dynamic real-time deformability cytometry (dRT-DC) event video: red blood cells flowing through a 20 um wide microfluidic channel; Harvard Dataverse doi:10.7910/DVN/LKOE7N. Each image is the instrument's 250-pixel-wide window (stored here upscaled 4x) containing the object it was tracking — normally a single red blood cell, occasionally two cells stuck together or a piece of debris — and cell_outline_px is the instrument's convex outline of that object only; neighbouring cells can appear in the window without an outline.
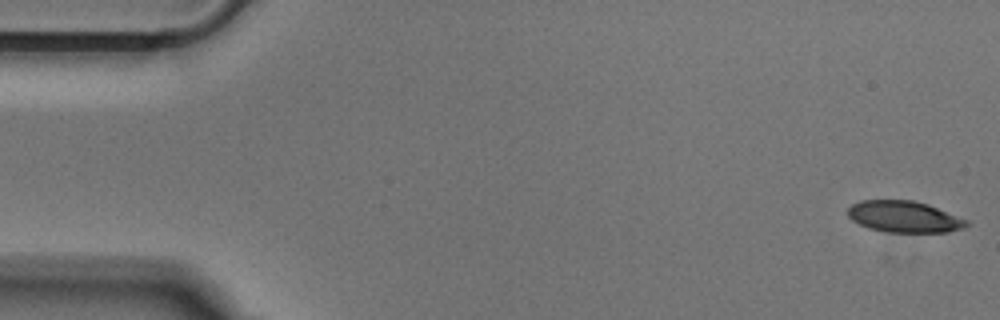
{"species": "Egyptian fruit bat (a non-hibernating species)", "species_latin": "Rousettus aegyptiacus", "temperature_condition": "cold", "stored_images_in_passage": 47, "camera_frame_rate_fps": 3000, "um_per_image_px": 0.085, "animal": {"sex": "male"}, "frame": {"image": 1, "passage_image": 1, "time_ms": 0.0, "image_size_px": [1000, 320], "cell_outline_px": [[968, 224], [964, 228], [948, 232], [888, 232], [868, 228], [852, 220], [848, 216], [848, 208], [852, 204], [860, 200], [912, 200], [928, 204], [968, 220]], "centroid_in_image_um": [76.85, 18.42], "position_along_channel_um": 8.1, "area_um2": 21.73}}
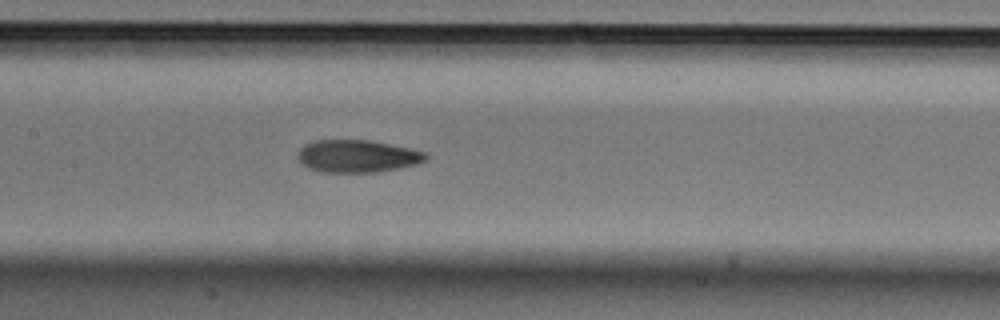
{"frame": {"image": 2, "passage_image": 24, "time_ms": 7.667, "image_size_px": [1000, 320], "cell_outline_px": [[428, 160], [416, 164], [400, 168], [376, 172], [320, 172], [308, 168], [296, 156], [296, 152], [304, 144], [316, 140], [368, 140], [412, 148], [428, 152]], "centroid_in_image_um": [30.4, 13.27], "position_along_channel_um": 177.0, "area_um2": 24.51}}
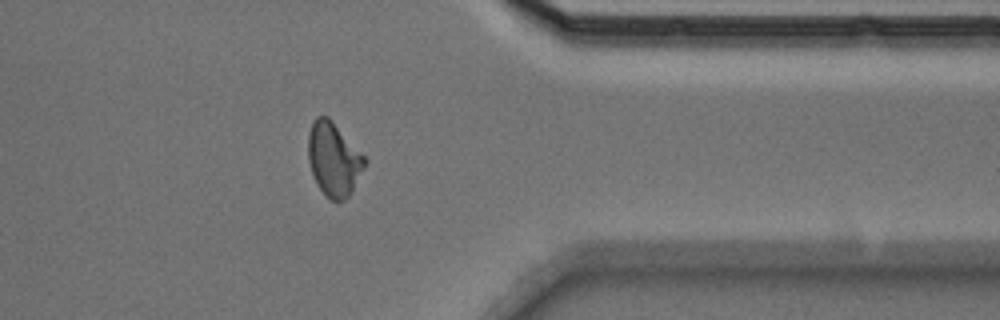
{"frame": {"image": 3, "passage_image": 41, "time_ms": 13.333, "image_size_px": [1000, 320], "cell_outline_px": [[368, 160], [364, 168], [348, 196], [344, 200], [332, 200], [316, 184], [308, 160], [308, 136], [312, 120], [316, 116], [328, 116], [332, 120]], "centroid_in_image_um": [28.35, 13.49], "position_along_channel_um": 383.1, "area_um2": 23.99}}